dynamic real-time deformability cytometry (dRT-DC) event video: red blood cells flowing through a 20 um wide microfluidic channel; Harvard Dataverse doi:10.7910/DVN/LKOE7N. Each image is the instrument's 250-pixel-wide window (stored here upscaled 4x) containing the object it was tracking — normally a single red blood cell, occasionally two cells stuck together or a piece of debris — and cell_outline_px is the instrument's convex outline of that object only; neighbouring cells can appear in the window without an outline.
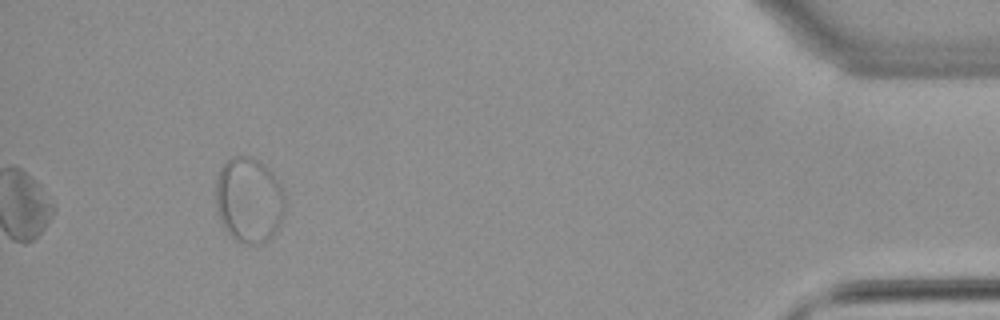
{"species": "common noctule bat (a hibernating species)", "species_latin": "Nyctalus noctula", "temperature_condition": "warm", "stored_images_in_passage": 40, "segment_of_instrument_passage": [2, 2], "camera_frame_rate_fps": 3000, "um_per_image_px": 0.085, "animal": {"sex": "female", "body_mass_g": 22.7, "forearm_length_mm": 54.2}, "frame": {"image": 1, "passage_image": 40, "time_ms": 13.0, "image_size_px": [1000, 320], "cell_outline_px": [[284, 216], [276, 232], [268, 240], [260, 244], [248, 244], [236, 240], [224, 228], [216, 212], [216, 180], [220, 168], [232, 156], [252, 156], [264, 164], [272, 172], [284, 188]], "centroid_in_image_um": [21.17, 17.0], "position_along_channel_um": 414.0, "area_um2": 34.91}}